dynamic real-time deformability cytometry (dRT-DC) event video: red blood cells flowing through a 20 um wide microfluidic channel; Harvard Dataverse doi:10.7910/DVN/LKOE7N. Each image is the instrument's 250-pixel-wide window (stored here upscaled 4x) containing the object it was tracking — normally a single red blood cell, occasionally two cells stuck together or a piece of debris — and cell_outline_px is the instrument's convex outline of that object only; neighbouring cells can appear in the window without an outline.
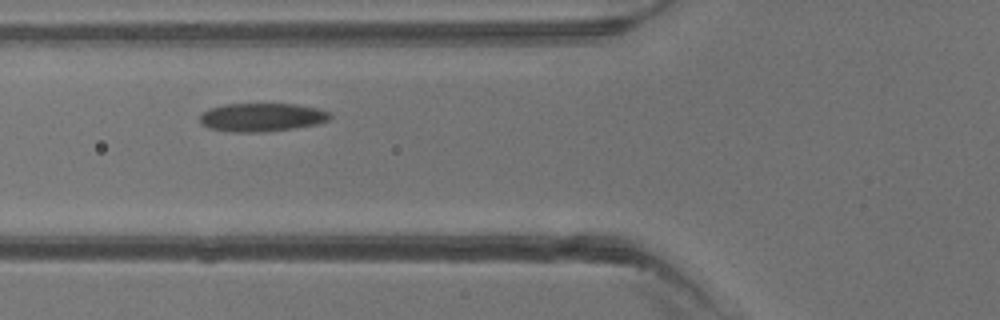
{"species": "common noctule bat (a hibernating species)", "species_latin": "Nyctalus noctula", "temperature_condition": "warm", "stored_images_in_passage": 4, "camera_frame_rate_fps": 3000, "um_per_image_px": 0.085, "animal": {"sex": "male", "body_mass_g": 13.3}, "frame": {"image": 1, "passage_image": 3, "time_ms": 2.667, "image_size_px": [1000, 320], "cell_outline_px": [[332, 116], [328, 120], [316, 124], [292, 128], [264, 132], [232, 132], [208, 128], [200, 124], [200, 116], [204, 112], [212, 108], [224, 104], [296, 104], [320, 108], [328, 112]], "centroid_in_image_um": [22.25, 9.97], "position_along_channel_um": 103.5, "area_um2": 21.5}}
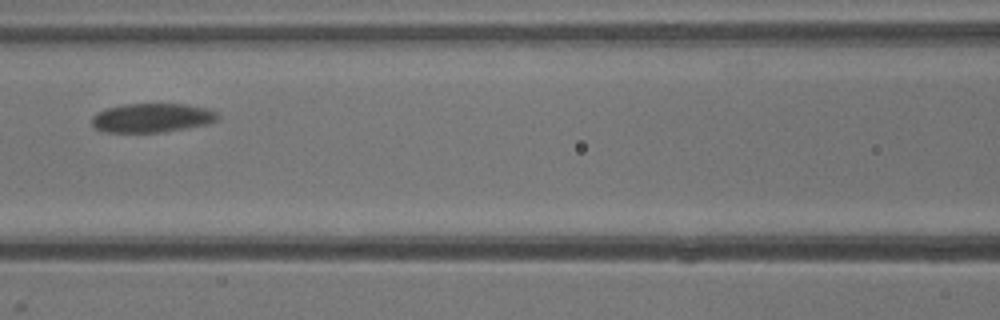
{"frame": {"image": 2, "passage_image": 4, "time_ms": 3.667, "image_size_px": [1000, 320], "cell_outline_px": [[220, 120], [208, 124], [188, 128], [164, 132], [104, 132], [96, 128], [92, 124], [92, 116], [96, 112], [108, 108], [124, 104], [184, 104], [204, 108], [216, 112], [220, 116]], "centroid_in_image_um": [12.94, 10.02], "position_along_channel_um": 153.7, "area_um2": 21.39}}